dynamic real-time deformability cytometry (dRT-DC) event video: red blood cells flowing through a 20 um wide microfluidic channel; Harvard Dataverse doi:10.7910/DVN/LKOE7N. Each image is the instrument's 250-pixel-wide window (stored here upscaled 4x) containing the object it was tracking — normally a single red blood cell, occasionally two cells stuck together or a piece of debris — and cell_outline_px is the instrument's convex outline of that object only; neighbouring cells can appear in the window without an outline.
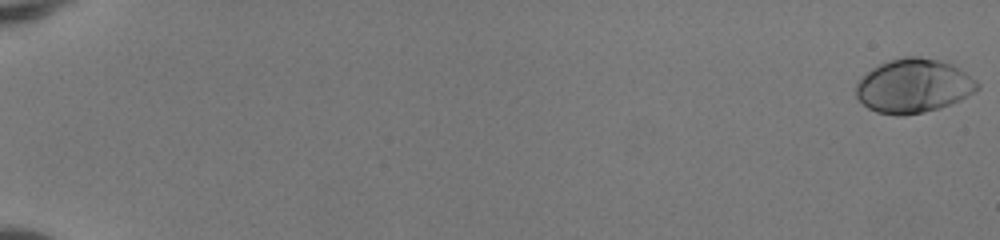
{"species": "human", "species_latin": "Homo sapiens", "temperature_condition": "room temperature", "stored_images_in_passage": 18, "camera_frame_rate_fps": 3000, "um_per_image_px": 0.085, "donor": {"sex": "female"}, "frame": {"image": 1, "passage_image": 1, "time_ms": 0.0, "image_size_px": [1000, 240], "cell_outline_px": [[980, 88], [976, 92], [960, 100], [940, 108], [924, 112], [904, 116], [896, 116], [876, 112], [868, 108], [856, 96], [856, 84], [872, 68], [888, 60], [904, 56], [920, 56], [940, 60], [952, 64], [960, 68], [976, 80], [980, 84]], "centroid_in_image_um": [77.68, 7.3], "position_along_channel_um": 7.3, "area_um2": 38.44}}
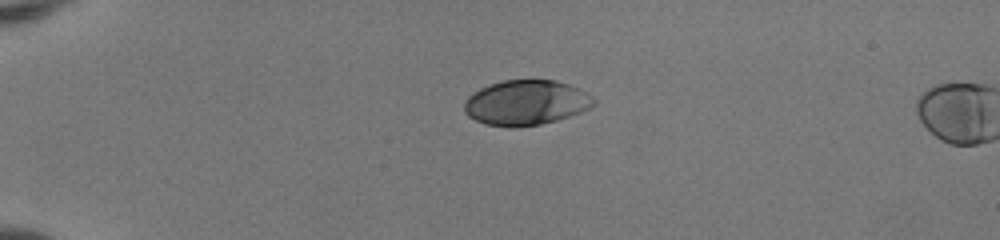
{"frame": {"image": 2, "passage_image": 15, "time_ms": 4.667, "image_size_px": [1000, 240], "cell_outline_px": [[596, 104], [580, 112], [556, 120], [540, 124], [516, 128], [508, 128], [484, 124], [468, 116], [464, 112], [464, 100], [468, 96], [480, 88], [504, 80], [556, 80], [568, 84], [592, 96], [596, 100]], "centroid_in_image_um": [44.68, 8.74], "position_along_channel_um": 40.3, "area_um2": 33.99}}